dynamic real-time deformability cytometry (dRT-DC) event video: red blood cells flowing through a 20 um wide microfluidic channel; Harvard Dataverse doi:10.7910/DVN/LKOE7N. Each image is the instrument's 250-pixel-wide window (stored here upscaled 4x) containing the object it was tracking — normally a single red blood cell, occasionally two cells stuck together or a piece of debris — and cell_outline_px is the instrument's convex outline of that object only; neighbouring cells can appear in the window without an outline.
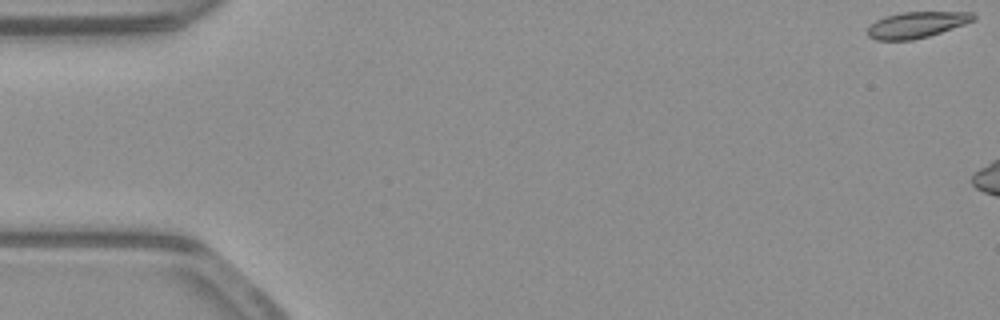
{"species": "common noctule bat (a hibernating species)", "species_latin": "Nyctalus noctula", "temperature_condition": "warm", "stored_images_in_passage": 7, "camera_frame_rate_fps": 3000, "um_per_image_px": 0.085, "animal": {"sex": "male", "body_mass_g": 23.1, "forearm_length_mm": 52.7}, "frame": {"image": 1, "passage_image": 1, "time_ms": 0.0, "image_size_px": [1000, 320], "cell_outline_px": [[976, 20], [928, 36], [912, 40], [876, 40], [868, 36], [868, 28], [876, 20], [884, 16], [900, 12], [972, 12], [976, 16]], "centroid_in_image_um": [77.91, 2.1], "position_along_channel_um": 7.1, "area_um2": 16.01}}